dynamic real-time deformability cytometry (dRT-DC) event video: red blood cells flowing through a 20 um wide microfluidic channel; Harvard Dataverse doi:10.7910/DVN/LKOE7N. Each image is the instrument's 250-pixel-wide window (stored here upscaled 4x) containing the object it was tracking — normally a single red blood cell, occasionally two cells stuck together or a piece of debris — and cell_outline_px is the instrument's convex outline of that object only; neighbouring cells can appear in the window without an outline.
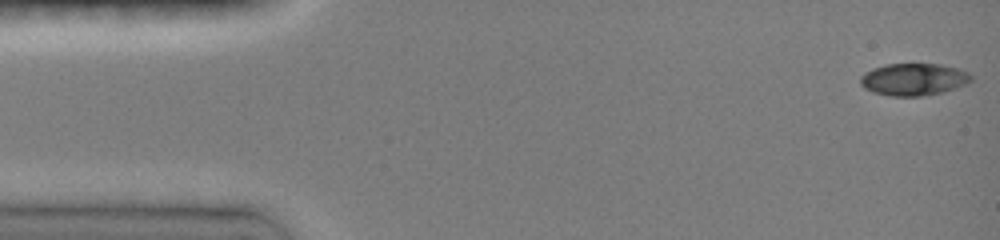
{"species": "common noctule bat (a hibernating species)", "species_latin": "Nyctalus noctula", "temperature_condition": "room temperature", "stored_images_in_passage": 10, "camera_frame_rate_fps": 3000, "um_per_image_px": 0.085, "animal": {"sex": "female", "body_mass_g": 19.0, "forearm_length_mm": 51.5}, "frame": {"image": 1, "passage_image": 1, "time_ms": 0.0, "image_size_px": [1000, 240], "cell_outline_px": [[972, 80], [964, 84], [940, 92], [920, 96], [892, 96], [872, 92], [864, 88], [860, 84], [860, 76], [864, 72], [872, 68], [884, 64], [940, 64], [956, 68], [968, 72], [972, 76]], "centroid_in_image_um": [77.59, 6.73], "position_along_channel_um": 7.4, "area_um2": 20.63}}
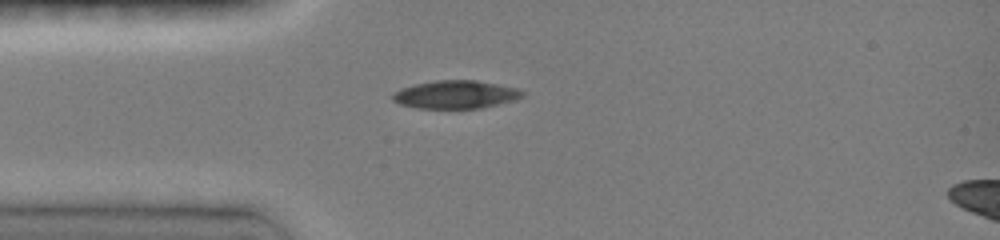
{"frame": {"image": 2, "passage_image": 8, "time_ms": 3.667, "image_size_px": [1000, 240], "cell_outline_px": [[524, 96], [516, 100], [480, 108], [416, 108], [400, 104], [392, 100], [392, 92], [400, 88], [416, 84], [436, 80], [476, 80], [520, 88], [524, 92]], "centroid_in_image_um": [38.74, 8.03], "position_along_channel_um": 46.3, "area_um2": 21.39}}